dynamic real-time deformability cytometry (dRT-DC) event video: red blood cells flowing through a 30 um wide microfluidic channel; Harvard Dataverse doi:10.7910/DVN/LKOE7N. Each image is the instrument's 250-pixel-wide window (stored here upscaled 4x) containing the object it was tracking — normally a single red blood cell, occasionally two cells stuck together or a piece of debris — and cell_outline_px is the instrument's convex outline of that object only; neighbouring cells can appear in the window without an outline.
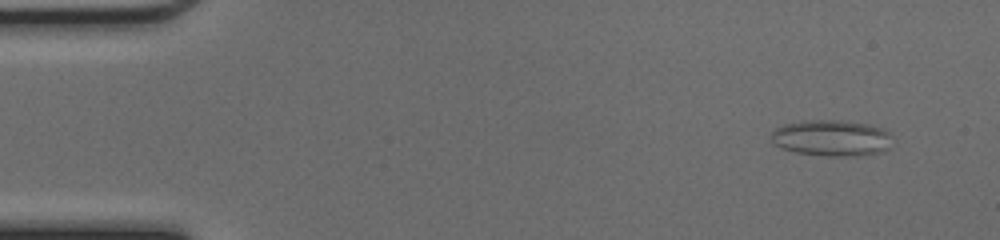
{"species": "common noctule bat (a hibernating species)", "species_latin": "Nyctalus noctula", "temperature_condition": "cold", "stored_images_in_passage": 49, "camera_frame_rate_fps": 3000, "um_per_image_px": 0.085, "animal": {"sex": "female", "body_mass_g": 17.0, "forearm_length_mm": 48.0}, "frame": {"image": 1, "passage_image": 4, "time_ms": 1.0, "image_size_px": [1000, 240], "cell_outline_px": [[892, 148], [884, 152], [860, 156], [828, 156], [796, 152], [784, 148], [776, 144], [772, 140], [772, 132], [776, 128], [784, 124], [808, 120], [840, 120], [868, 124], [884, 128], [888, 132]], "centroid_in_image_um": [70.75, 11.73], "position_along_channel_um": 14.2, "area_um2": 25.61}}
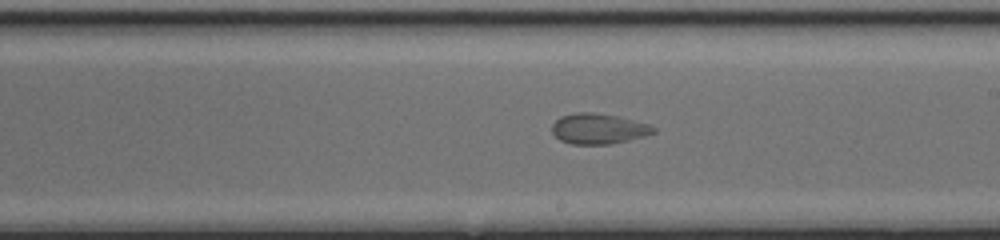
{"frame": {"image": 2, "passage_image": 28, "time_ms": 9.0, "image_size_px": [1000, 240], "cell_outline_px": [[656, 132], [644, 136], [628, 140], [608, 144], [572, 144], [560, 140], [552, 132], [552, 124], [560, 116], [576, 112], [592, 112], [616, 116], [652, 124], [656, 128]], "centroid_in_image_um": [50.88, 10.93], "position_along_channel_um": 238.1, "area_um2": 18.03}}
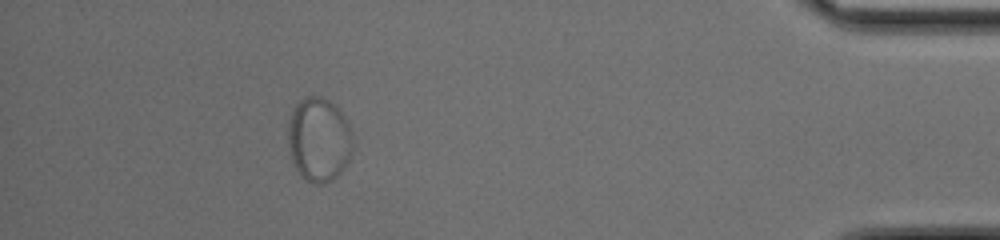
{"frame": {"image": 3, "passage_image": 44, "time_ms": 14.333, "image_size_px": [1000, 240], "cell_outline_px": [[352, 152], [344, 168], [332, 180], [324, 184], [312, 184], [304, 180], [300, 176], [292, 160], [288, 144], [288, 120], [296, 104], [300, 100], [308, 96], [320, 96], [328, 100], [348, 120], [352, 132]], "centroid_in_image_um": [27.1, 11.89], "position_along_channel_um": 408.1, "area_um2": 31.96}}